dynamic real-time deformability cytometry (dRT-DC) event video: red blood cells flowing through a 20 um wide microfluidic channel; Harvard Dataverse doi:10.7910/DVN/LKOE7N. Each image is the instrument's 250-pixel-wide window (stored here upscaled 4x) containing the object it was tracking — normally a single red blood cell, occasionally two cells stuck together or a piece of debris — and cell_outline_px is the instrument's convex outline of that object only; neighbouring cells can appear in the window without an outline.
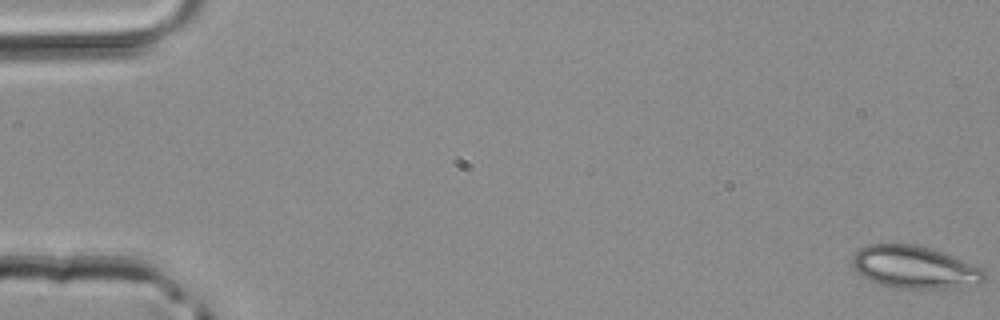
{"species": "common noctule bat (a hibernating species)", "species_latin": "Nyctalus noctula", "temperature_condition": "room temperature", "stored_images_in_passage": 35, "camera_frame_rate_fps": 3000, "um_per_image_px": 0.085, "animal": {"sex": "male", "body_mass_g": 20.4}, "frame": {"image": 1, "passage_image": 1, "time_ms": 0.0, "image_size_px": [1000, 320], "cell_outline_px": [[984, 280], [980, 284], [956, 288], [896, 288], [880, 284], [856, 272], [852, 264], [852, 256], [860, 248], [868, 244], [916, 244], [952, 256], [984, 268]], "centroid_in_image_um": [77.75, 22.72], "position_along_channel_um": 7.3, "area_um2": 32.6}}
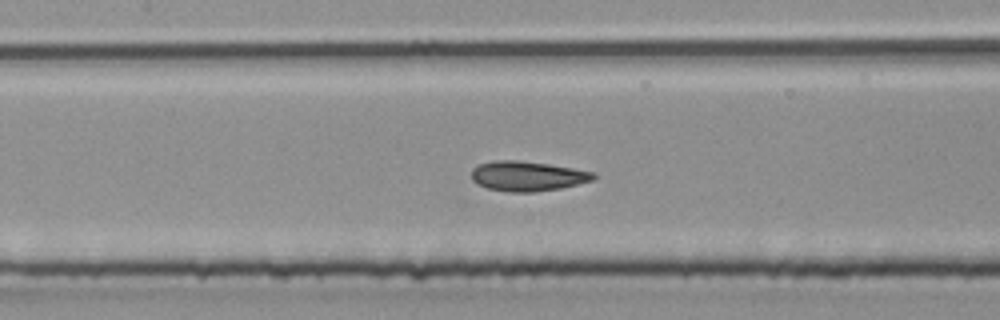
{"frame": {"image": 2, "passage_image": 23, "time_ms": 7.333, "image_size_px": [1000, 320], "cell_outline_px": [[596, 176], [592, 180], [560, 188], [536, 192], [508, 192], [488, 188], [472, 180], [472, 168], [476, 164], [492, 160], [516, 160], [548, 164], [596, 172]], "centroid_in_image_um": [44.8, 14.96], "position_along_channel_um": 162.6, "area_um2": 21.21}}
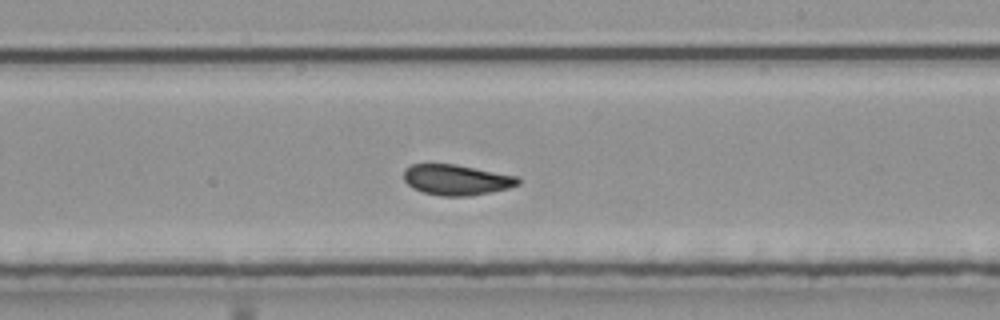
{"frame": {"image": 3, "passage_image": 29, "time_ms": 9.333, "image_size_px": [1000, 320], "cell_outline_px": [[520, 184], [508, 188], [468, 196], [440, 196], [424, 192], [412, 188], [404, 180], [404, 168], [412, 164], [456, 164], [520, 176]], "centroid_in_image_um": [38.81, 15.27], "position_along_channel_um": 250.2, "area_um2": 20.46}}